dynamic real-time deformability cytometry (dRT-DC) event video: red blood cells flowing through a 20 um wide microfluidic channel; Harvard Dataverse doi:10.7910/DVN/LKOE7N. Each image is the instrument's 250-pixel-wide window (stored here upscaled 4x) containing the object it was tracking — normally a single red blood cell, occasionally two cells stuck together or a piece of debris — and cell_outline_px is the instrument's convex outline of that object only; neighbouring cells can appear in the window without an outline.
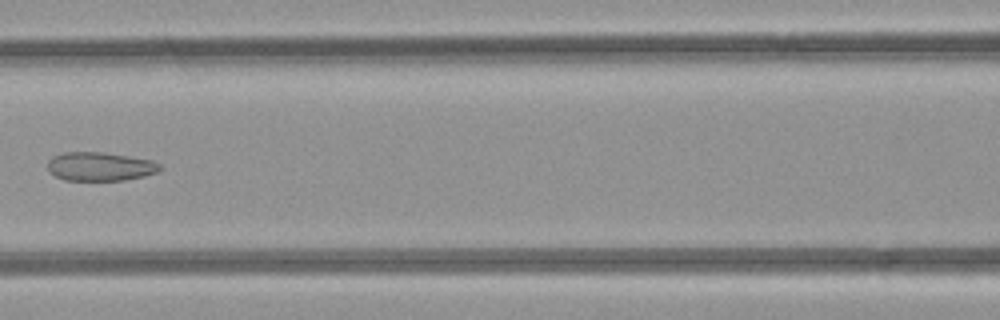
{"species": "common noctule bat (a hibernating species)", "species_latin": "Nyctalus noctula", "temperature_condition": "room temperature", "stored_images_in_passage": 5, "camera_frame_rate_fps": 3000, "um_per_image_px": 0.085, "animal": {"sex": "female", "body_mass_g": 21.9}, "frame": {"image": 1, "passage_image": 5, "time_ms": 4.333, "image_size_px": [1000, 320], "cell_outline_px": [[164, 168], [156, 172], [144, 176], [124, 180], [64, 180], [48, 172], [48, 160], [52, 156], [64, 152], [104, 152], [152, 160], [160, 164]], "centroid_in_image_um": [8.5, 14.15], "position_along_channel_um": 158.1, "area_um2": 18.9}}